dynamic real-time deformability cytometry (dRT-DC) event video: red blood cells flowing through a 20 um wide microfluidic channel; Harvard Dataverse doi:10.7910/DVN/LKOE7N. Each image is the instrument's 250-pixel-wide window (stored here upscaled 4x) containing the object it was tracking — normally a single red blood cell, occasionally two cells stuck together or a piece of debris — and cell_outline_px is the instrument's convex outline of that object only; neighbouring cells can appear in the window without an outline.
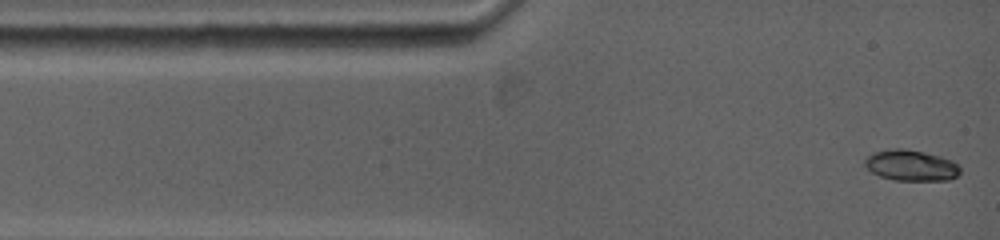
{"species": "common noctule bat (a hibernating species)", "species_latin": "Nyctalus noctula", "temperature_condition": "warm", "stored_images_in_passage": 58, "camera_frame_rate_fps": 5000, "um_per_image_px": 0.085, "animal": {"sex": "female", "body_mass_g": 19.0, "forearm_length_mm": 53.3}, "frame": {"image": 1, "passage_image": 1, "time_ms": 0.0, "image_size_px": [1000, 240], "cell_outline_px": [[960, 172], [956, 176], [948, 180], [892, 180], [880, 176], [872, 172], [864, 164], [864, 160], [868, 156], [876, 152], [896, 148], [904, 148], [924, 152], [940, 156], [952, 160], [960, 168]], "centroid_in_image_um": [77.44, 14.06], "position_along_channel_um": 7.6, "area_um2": 16.99}}
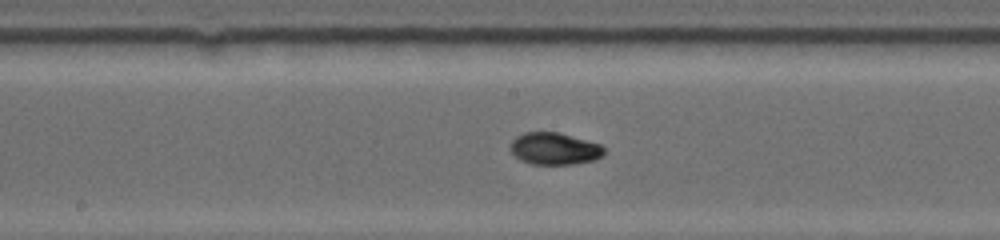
{"frame": {"image": 2, "passage_image": 24, "time_ms": 6.2, "image_size_px": [1000, 240], "cell_outline_px": [[604, 156], [596, 160], [572, 164], [532, 164], [520, 160], [508, 148], [508, 144], [516, 136], [524, 132], [556, 132], [600, 144], [604, 148]], "centroid_in_image_um": [47.1, 12.64], "position_along_channel_um": 201.1, "area_um2": 17.57}}
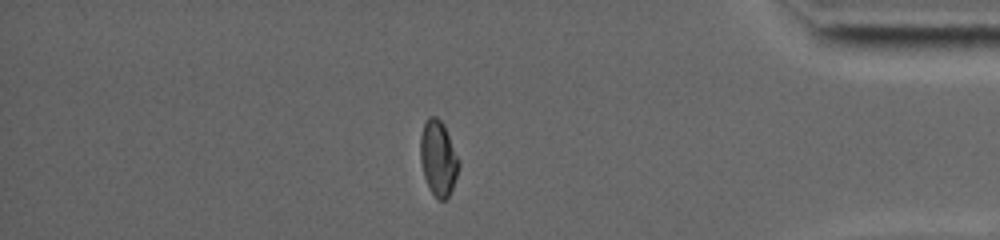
{"frame": {"image": 3, "passage_image": 46, "time_ms": 12.2, "image_size_px": [1000, 240], "cell_outline_px": [[460, 164], [452, 188], [448, 196], [444, 200], [440, 200], [432, 192], [424, 176], [420, 160], [420, 136], [424, 124], [428, 116], [436, 116], [444, 124], [460, 160]], "centroid_in_image_um": [37.25, 13.4], "position_along_channel_um": 397.9, "area_um2": 16.76}, "authors_computed_cell_mechanics": {"area_um2": 17.2533, "velocity_mm_per_s": 3.8568, "shape_relaxation_time_tau1_ms": 9.8339, "shape_relaxation_time_tau2_ms": 1.6475, "deformation_change_tau1": 0.2481, "deformation_change_tau2": 0.0271}}